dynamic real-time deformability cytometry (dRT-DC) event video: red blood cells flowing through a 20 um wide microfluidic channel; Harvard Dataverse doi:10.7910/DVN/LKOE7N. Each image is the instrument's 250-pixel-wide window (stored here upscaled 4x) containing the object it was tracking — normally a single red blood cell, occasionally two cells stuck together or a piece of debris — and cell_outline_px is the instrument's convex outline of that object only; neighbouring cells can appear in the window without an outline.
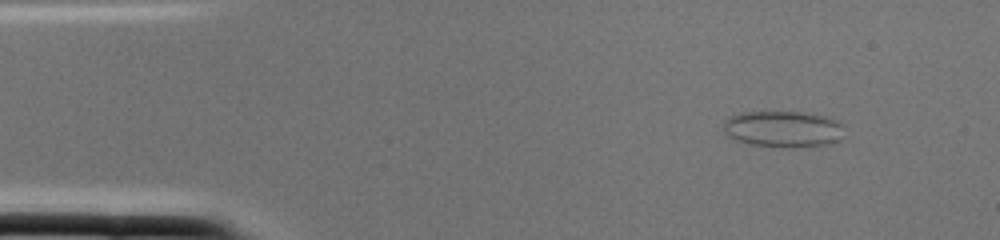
{"species": "common noctule bat (a hibernating species)", "species_latin": "Nyctalus noctula", "temperature_condition": "cold", "stored_images_in_passage": 1, "camera_frame_rate_fps": 3000, "um_per_image_px": 0.085, "animal": {"sex": "female", "body_mass_g": 22.0, "forearm_length_mm": 56.7}, "frame": {"image": 1, "passage_image": 1, "time_ms": 0.0, "image_size_px": [1000, 240], "cell_outline_px": [[840, 140], [832, 144], [792, 148], [784, 148], [752, 144], [736, 140], [728, 136], [724, 132], [724, 120], [728, 116], [740, 112], [804, 112], [832, 116], [840, 124]], "centroid_in_image_um": [66.55, 10.96], "position_along_channel_um": 18.5, "area_um2": 25.89}}